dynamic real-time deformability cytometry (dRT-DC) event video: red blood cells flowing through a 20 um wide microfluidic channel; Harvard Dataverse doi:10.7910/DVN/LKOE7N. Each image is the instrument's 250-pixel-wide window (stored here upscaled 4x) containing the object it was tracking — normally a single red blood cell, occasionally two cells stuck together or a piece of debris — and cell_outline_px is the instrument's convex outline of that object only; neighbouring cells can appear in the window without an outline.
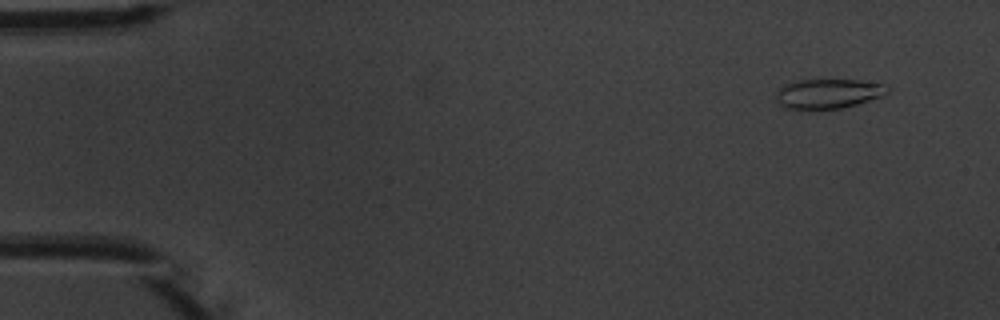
{"species": "common noctule bat (a hibernating species)", "species_latin": "Nyctalus noctula", "temperature_condition": "warm", "stored_images_in_passage": 5, "camera_frame_rate_fps": 3000, "um_per_image_px": 0.085, "animal": {"sex": "male", "body_mass_g": 20.1, "forearm_length_mm": 53.5}, "frame": {"image": 1, "passage_image": 1, "time_ms": 0.0, "image_size_px": [1000, 320], "cell_outline_px": [[892, 88], [884, 96], [856, 104], [840, 108], [784, 108], [776, 100], [776, 92], [784, 84], [796, 80], [856, 80], [884, 84]], "centroid_in_image_um": [70.42, 7.94], "position_along_channel_um": 14.6, "area_um2": 19.07}}
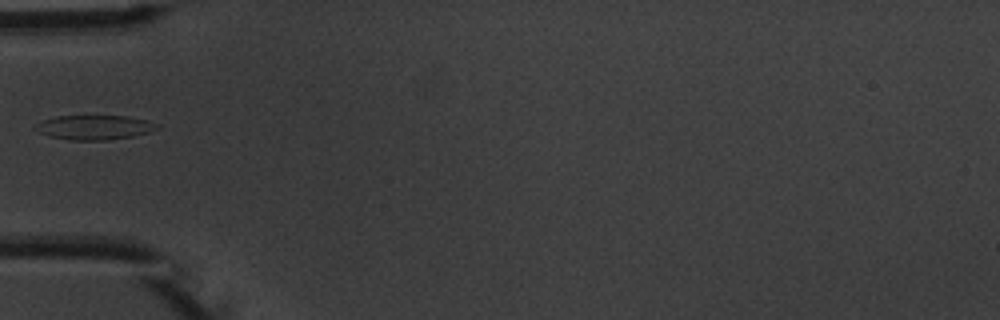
{"frame": {"image": 2, "passage_image": 5, "time_ms": 4.667, "image_size_px": [1000, 320], "cell_outline_px": [[160, 128], [152, 132], [132, 136], [108, 140], [68, 140], [48, 136], [32, 128], [36, 124], [44, 120], [56, 116], [124, 116], [148, 120], [160, 124]], "centroid_in_image_um": [8.06, 10.83], "position_along_channel_um": 76.9, "area_um2": 17.51}}